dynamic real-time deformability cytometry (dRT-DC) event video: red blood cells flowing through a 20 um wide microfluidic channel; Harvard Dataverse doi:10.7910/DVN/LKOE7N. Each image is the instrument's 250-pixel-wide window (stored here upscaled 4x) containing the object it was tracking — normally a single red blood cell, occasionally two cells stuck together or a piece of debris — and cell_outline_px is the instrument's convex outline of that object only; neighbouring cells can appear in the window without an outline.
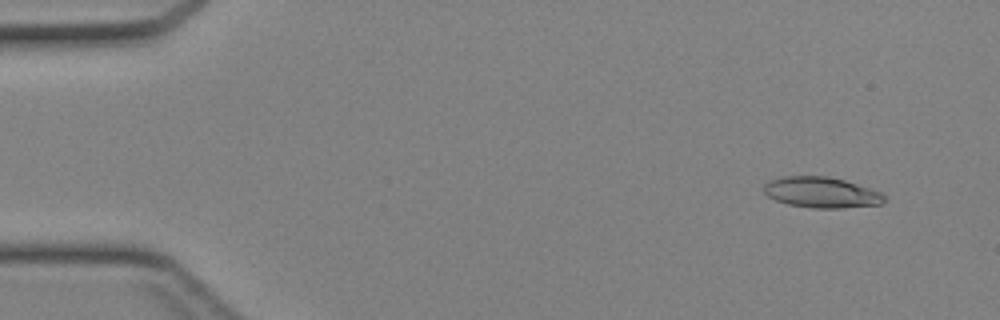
{"species": "Egyptian fruit bat (a non-hibernating species)", "species_latin": "Rousettus aegyptiacus", "temperature_condition": "cold", "stored_images_in_passage": 7, "camera_frame_rate_fps": 3000, "um_per_image_px": 0.085, "animal": {"sex": "female"}, "frame": {"image": 1, "passage_image": 4, "time_ms": 1.0, "image_size_px": [1000, 320], "cell_outline_px": [[884, 200], [880, 204], [840, 208], [812, 208], [788, 204], [776, 200], [768, 196], [764, 192], [764, 184], [768, 180], [784, 176], [828, 176], [844, 180], [880, 192], [884, 196]], "centroid_in_image_um": [69.77, 16.35], "position_along_channel_um": 15.2, "area_um2": 21.39}}